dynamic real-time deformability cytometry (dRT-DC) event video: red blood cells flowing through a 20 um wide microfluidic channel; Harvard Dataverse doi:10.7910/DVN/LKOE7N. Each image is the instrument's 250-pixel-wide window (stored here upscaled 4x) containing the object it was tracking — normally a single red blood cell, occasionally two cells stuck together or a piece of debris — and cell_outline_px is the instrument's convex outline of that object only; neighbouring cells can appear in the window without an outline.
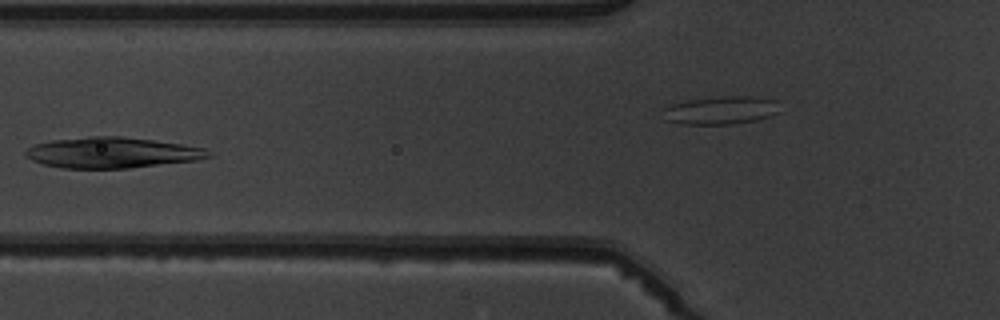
{"species": "common noctule bat (a hibernating species)", "species_latin": "Nyctalus noctula", "temperature_condition": "warm", "stored_images_in_passage": 7, "segment_of_instrument_passage": [1, 2], "camera_frame_rate_fps": 3000, "um_per_image_px": 0.085, "animal": {"sex": "male", "body_mass_g": 19.5, "forearm_length_mm": 54.6}, "frame": {"image": 1, "passage_image": 5, "time_ms": 4.667, "image_size_px": [1000, 320], "cell_outline_px": [[212, 156], [196, 160], [128, 168], [60, 168], [44, 164], [32, 160], [24, 156], [24, 152], [28, 148], [36, 144], [52, 140], [92, 136], [120, 136], [152, 140], [180, 144], [204, 148], [212, 152]], "centroid_in_image_um": [9.5, 12.97], "position_along_channel_um": 116.3, "area_um2": 32.54}}